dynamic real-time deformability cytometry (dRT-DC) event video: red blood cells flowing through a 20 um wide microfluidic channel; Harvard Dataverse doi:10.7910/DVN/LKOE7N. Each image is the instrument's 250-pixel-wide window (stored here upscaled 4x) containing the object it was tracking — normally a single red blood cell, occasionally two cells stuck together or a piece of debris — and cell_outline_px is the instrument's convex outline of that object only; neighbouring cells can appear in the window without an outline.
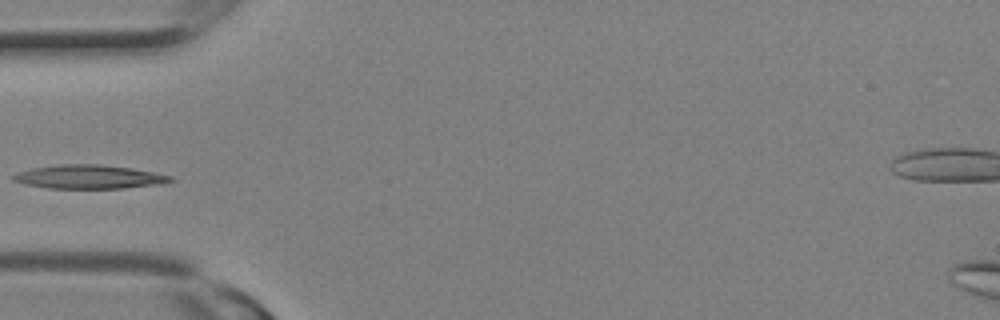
{"species": "Egyptian fruit bat (a non-hibernating species)", "species_latin": "Rousettus aegyptiacus", "temperature_condition": "room temperature", "stored_images_in_passage": 2, "camera_frame_rate_fps": 3000, "um_per_image_px": 0.085, "animal": {"sex": "female"}, "frame": {"image": 1, "passage_image": 2, "time_ms": 0.333, "image_size_px": [1000, 320], "cell_outline_px": [[176, 180], [160, 184], [124, 188], [48, 188], [24, 184], [12, 180], [12, 176], [20, 172], [32, 168], [56, 164], [100, 164], [132, 168], [172, 176]], "centroid_in_image_um": [7.58, 15.03], "position_along_channel_um": 77.4, "area_um2": 21.73}}